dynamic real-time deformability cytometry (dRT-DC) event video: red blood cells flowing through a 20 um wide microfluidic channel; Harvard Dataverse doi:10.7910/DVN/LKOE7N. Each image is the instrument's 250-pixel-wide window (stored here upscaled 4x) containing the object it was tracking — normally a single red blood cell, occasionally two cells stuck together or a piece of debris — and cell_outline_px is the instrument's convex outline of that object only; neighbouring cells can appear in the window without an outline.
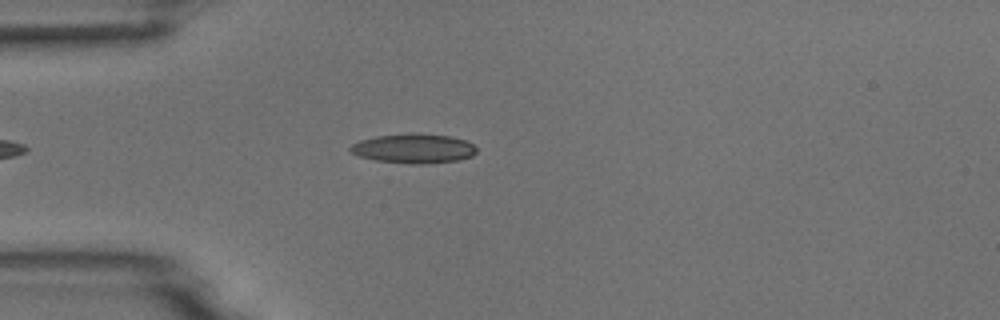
{"species": "common noctule bat (a hibernating species)", "species_latin": "Nyctalus noctula", "temperature_condition": "room temperature", "stored_images_in_passage": 4, "camera_frame_rate_fps": 3000, "um_per_image_px": 0.085, "animal": {"sex": "male", "body_mass_g": 18.8}, "frame": {"image": 1, "passage_image": 4, "time_ms": 1.0, "image_size_px": [1000, 320], "cell_outline_px": [[476, 152], [472, 156], [460, 160], [424, 164], [412, 164], [376, 160], [356, 156], [348, 148], [352, 144], [360, 140], [376, 136], [408, 132], [416, 132], [452, 136], [464, 140], [472, 144], [476, 148]], "centroid_in_image_um": [35.15, 12.61], "position_along_channel_um": 49.8, "area_um2": 22.02}}